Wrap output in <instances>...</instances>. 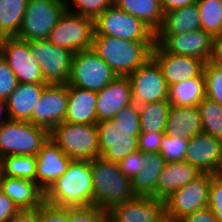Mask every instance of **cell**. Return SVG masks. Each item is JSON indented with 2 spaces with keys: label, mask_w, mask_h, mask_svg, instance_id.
I'll return each mask as SVG.
<instances>
[{
  "label": "cell",
  "mask_w": 222,
  "mask_h": 222,
  "mask_svg": "<svg viewBox=\"0 0 222 222\" xmlns=\"http://www.w3.org/2000/svg\"><path fill=\"white\" fill-rule=\"evenodd\" d=\"M184 161L202 173L222 174V140L203 132L190 138Z\"/></svg>",
  "instance_id": "e0dca14e"
},
{
  "label": "cell",
  "mask_w": 222,
  "mask_h": 222,
  "mask_svg": "<svg viewBox=\"0 0 222 222\" xmlns=\"http://www.w3.org/2000/svg\"><path fill=\"white\" fill-rule=\"evenodd\" d=\"M165 133H141L138 137V150L143 154L160 152L161 140Z\"/></svg>",
  "instance_id": "f6af8a7d"
},
{
  "label": "cell",
  "mask_w": 222,
  "mask_h": 222,
  "mask_svg": "<svg viewBox=\"0 0 222 222\" xmlns=\"http://www.w3.org/2000/svg\"><path fill=\"white\" fill-rule=\"evenodd\" d=\"M198 110L203 133L222 140V106L205 97L198 104Z\"/></svg>",
  "instance_id": "e575fe53"
},
{
  "label": "cell",
  "mask_w": 222,
  "mask_h": 222,
  "mask_svg": "<svg viewBox=\"0 0 222 222\" xmlns=\"http://www.w3.org/2000/svg\"><path fill=\"white\" fill-rule=\"evenodd\" d=\"M49 139V131L29 121L7 120L0 124V158L35 156Z\"/></svg>",
  "instance_id": "5b68a950"
},
{
  "label": "cell",
  "mask_w": 222,
  "mask_h": 222,
  "mask_svg": "<svg viewBox=\"0 0 222 222\" xmlns=\"http://www.w3.org/2000/svg\"><path fill=\"white\" fill-rule=\"evenodd\" d=\"M202 132L198 106L180 107L171 105L164 132L166 135L181 136L189 140Z\"/></svg>",
  "instance_id": "484cf974"
},
{
  "label": "cell",
  "mask_w": 222,
  "mask_h": 222,
  "mask_svg": "<svg viewBox=\"0 0 222 222\" xmlns=\"http://www.w3.org/2000/svg\"><path fill=\"white\" fill-rule=\"evenodd\" d=\"M197 0H160L164 14L168 11L196 3Z\"/></svg>",
  "instance_id": "681fc988"
},
{
  "label": "cell",
  "mask_w": 222,
  "mask_h": 222,
  "mask_svg": "<svg viewBox=\"0 0 222 222\" xmlns=\"http://www.w3.org/2000/svg\"><path fill=\"white\" fill-rule=\"evenodd\" d=\"M187 148V139L164 134L161 140L160 154L166 162L184 161Z\"/></svg>",
  "instance_id": "f35d334b"
},
{
  "label": "cell",
  "mask_w": 222,
  "mask_h": 222,
  "mask_svg": "<svg viewBox=\"0 0 222 222\" xmlns=\"http://www.w3.org/2000/svg\"><path fill=\"white\" fill-rule=\"evenodd\" d=\"M3 115H4V117H3ZM7 120H9L7 103L5 100L0 99V124L7 121Z\"/></svg>",
  "instance_id": "816d5d0a"
},
{
  "label": "cell",
  "mask_w": 222,
  "mask_h": 222,
  "mask_svg": "<svg viewBox=\"0 0 222 222\" xmlns=\"http://www.w3.org/2000/svg\"><path fill=\"white\" fill-rule=\"evenodd\" d=\"M39 222H69V208L56 207L44 202L38 207Z\"/></svg>",
  "instance_id": "7bdbcfd3"
},
{
  "label": "cell",
  "mask_w": 222,
  "mask_h": 222,
  "mask_svg": "<svg viewBox=\"0 0 222 222\" xmlns=\"http://www.w3.org/2000/svg\"><path fill=\"white\" fill-rule=\"evenodd\" d=\"M94 33V19L65 10L47 40L75 54L92 49Z\"/></svg>",
  "instance_id": "ba28073f"
},
{
  "label": "cell",
  "mask_w": 222,
  "mask_h": 222,
  "mask_svg": "<svg viewBox=\"0 0 222 222\" xmlns=\"http://www.w3.org/2000/svg\"><path fill=\"white\" fill-rule=\"evenodd\" d=\"M141 133H164L171 104L168 101L139 105Z\"/></svg>",
  "instance_id": "1f68e13d"
},
{
  "label": "cell",
  "mask_w": 222,
  "mask_h": 222,
  "mask_svg": "<svg viewBox=\"0 0 222 222\" xmlns=\"http://www.w3.org/2000/svg\"><path fill=\"white\" fill-rule=\"evenodd\" d=\"M36 156L8 155L0 158L1 176L24 178L36 182Z\"/></svg>",
  "instance_id": "d6a6232c"
},
{
  "label": "cell",
  "mask_w": 222,
  "mask_h": 222,
  "mask_svg": "<svg viewBox=\"0 0 222 222\" xmlns=\"http://www.w3.org/2000/svg\"><path fill=\"white\" fill-rule=\"evenodd\" d=\"M156 41H131L94 35L92 50L115 72L128 77L152 57Z\"/></svg>",
  "instance_id": "7a4b0ae2"
},
{
  "label": "cell",
  "mask_w": 222,
  "mask_h": 222,
  "mask_svg": "<svg viewBox=\"0 0 222 222\" xmlns=\"http://www.w3.org/2000/svg\"><path fill=\"white\" fill-rule=\"evenodd\" d=\"M201 29L214 38L222 35V0H197Z\"/></svg>",
  "instance_id": "836d02e7"
},
{
  "label": "cell",
  "mask_w": 222,
  "mask_h": 222,
  "mask_svg": "<svg viewBox=\"0 0 222 222\" xmlns=\"http://www.w3.org/2000/svg\"><path fill=\"white\" fill-rule=\"evenodd\" d=\"M132 101L136 105L168 101L169 86L157 62L151 57L128 76Z\"/></svg>",
  "instance_id": "8fae6325"
},
{
  "label": "cell",
  "mask_w": 222,
  "mask_h": 222,
  "mask_svg": "<svg viewBox=\"0 0 222 222\" xmlns=\"http://www.w3.org/2000/svg\"><path fill=\"white\" fill-rule=\"evenodd\" d=\"M68 102L64 121L97 124V92L67 84Z\"/></svg>",
  "instance_id": "cb8c5ba5"
},
{
  "label": "cell",
  "mask_w": 222,
  "mask_h": 222,
  "mask_svg": "<svg viewBox=\"0 0 222 222\" xmlns=\"http://www.w3.org/2000/svg\"><path fill=\"white\" fill-rule=\"evenodd\" d=\"M211 61L216 65L222 66V35L214 38Z\"/></svg>",
  "instance_id": "f907efd6"
},
{
  "label": "cell",
  "mask_w": 222,
  "mask_h": 222,
  "mask_svg": "<svg viewBox=\"0 0 222 222\" xmlns=\"http://www.w3.org/2000/svg\"><path fill=\"white\" fill-rule=\"evenodd\" d=\"M17 85L16 75L0 55V99L6 101Z\"/></svg>",
  "instance_id": "b9f144b4"
},
{
  "label": "cell",
  "mask_w": 222,
  "mask_h": 222,
  "mask_svg": "<svg viewBox=\"0 0 222 222\" xmlns=\"http://www.w3.org/2000/svg\"><path fill=\"white\" fill-rule=\"evenodd\" d=\"M69 222H108V211L96 206L69 208Z\"/></svg>",
  "instance_id": "ab89813d"
},
{
  "label": "cell",
  "mask_w": 222,
  "mask_h": 222,
  "mask_svg": "<svg viewBox=\"0 0 222 222\" xmlns=\"http://www.w3.org/2000/svg\"><path fill=\"white\" fill-rule=\"evenodd\" d=\"M206 97L222 106V66L207 61L204 65Z\"/></svg>",
  "instance_id": "8d00e7d4"
},
{
  "label": "cell",
  "mask_w": 222,
  "mask_h": 222,
  "mask_svg": "<svg viewBox=\"0 0 222 222\" xmlns=\"http://www.w3.org/2000/svg\"><path fill=\"white\" fill-rule=\"evenodd\" d=\"M93 180V206L109 211L113 206L136 198L131 180L118 163L101 156L90 160Z\"/></svg>",
  "instance_id": "3957f363"
},
{
  "label": "cell",
  "mask_w": 222,
  "mask_h": 222,
  "mask_svg": "<svg viewBox=\"0 0 222 222\" xmlns=\"http://www.w3.org/2000/svg\"><path fill=\"white\" fill-rule=\"evenodd\" d=\"M7 222H39L38 208L33 210H19Z\"/></svg>",
  "instance_id": "c3c4849f"
},
{
  "label": "cell",
  "mask_w": 222,
  "mask_h": 222,
  "mask_svg": "<svg viewBox=\"0 0 222 222\" xmlns=\"http://www.w3.org/2000/svg\"><path fill=\"white\" fill-rule=\"evenodd\" d=\"M156 43L166 52L211 61L214 37L202 29L182 34H156Z\"/></svg>",
  "instance_id": "5bb4252c"
},
{
  "label": "cell",
  "mask_w": 222,
  "mask_h": 222,
  "mask_svg": "<svg viewBox=\"0 0 222 222\" xmlns=\"http://www.w3.org/2000/svg\"><path fill=\"white\" fill-rule=\"evenodd\" d=\"M37 160L36 183L46 192L66 172L71 158L49 138L35 155Z\"/></svg>",
  "instance_id": "ffe728a7"
},
{
  "label": "cell",
  "mask_w": 222,
  "mask_h": 222,
  "mask_svg": "<svg viewBox=\"0 0 222 222\" xmlns=\"http://www.w3.org/2000/svg\"><path fill=\"white\" fill-rule=\"evenodd\" d=\"M117 75L92 49L73 54L69 85L99 92Z\"/></svg>",
  "instance_id": "9c48e42d"
},
{
  "label": "cell",
  "mask_w": 222,
  "mask_h": 222,
  "mask_svg": "<svg viewBox=\"0 0 222 222\" xmlns=\"http://www.w3.org/2000/svg\"><path fill=\"white\" fill-rule=\"evenodd\" d=\"M165 213V200L136 197L113 206L108 211V222H157Z\"/></svg>",
  "instance_id": "d6986e66"
},
{
  "label": "cell",
  "mask_w": 222,
  "mask_h": 222,
  "mask_svg": "<svg viewBox=\"0 0 222 222\" xmlns=\"http://www.w3.org/2000/svg\"><path fill=\"white\" fill-rule=\"evenodd\" d=\"M152 58L160 67L169 87L189 78L197 77L204 71L205 62L203 60L192 56L168 53L157 43L153 47Z\"/></svg>",
  "instance_id": "ac0fdd59"
},
{
  "label": "cell",
  "mask_w": 222,
  "mask_h": 222,
  "mask_svg": "<svg viewBox=\"0 0 222 222\" xmlns=\"http://www.w3.org/2000/svg\"><path fill=\"white\" fill-rule=\"evenodd\" d=\"M45 202L56 207L93 206V180L90 161L71 160L66 172L45 192Z\"/></svg>",
  "instance_id": "6da1fadb"
},
{
  "label": "cell",
  "mask_w": 222,
  "mask_h": 222,
  "mask_svg": "<svg viewBox=\"0 0 222 222\" xmlns=\"http://www.w3.org/2000/svg\"><path fill=\"white\" fill-rule=\"evenodd\" d=\"M208 207L218 222H222V174H211Z\"/></svg>",
  "instance_id": "60d3db41"
},
{
  "label": "cell",
  "mask_w": 222,
  "mask_h": 222,
  "mask_svg": "<svg viewBox=\"0 0 222 222\" xmlns=\"http://www.w3.org/2000/svg\"><path fill=\"white\" fill-rule=\"evenodd\" d=\"M47 84L18 83L6 100L8 116L11 120L32 123V112Z\"/></svg>",
  "instance_id": "d4e9b609"
},
{
  "label": "cell",
  "mask_w": 222,
  "mask_h": 222,
  "mask_svg": "<svg viewBox=\"0 0 222 222\" xmlns=\"http://www.w3.org/2000/svg\"><path fill=\"white\" fill-rule=\"evenodd\" d=\"M201 29L197 4L168 11L164 14L162 27L156 34H182Z\"/></svg>",
  "instance_id": "83f0119b"
},
{
  "label": "cell",
  "mask_w": 222,
  "mask_h": 222,
  "mask_svg": "<svg viewBox=\"0 0 222 222\" xmlns=\"http://www.w3.org/2000/svg\"><path fill=\"white\" fill-rule=\"evenodd\" d=\"M144 154L137 150L118 163L120 171L130 180L142 171Z\"/></svg>",
  "instance_id": "ee69618b"
},
{
  "label": "cell",
  "mask_w": 222,
  "mask_h": 222,
  "mask_svg": "<svg viewBox=\"0 0 222 222\" xmlns=\"http://www.w3.org/2000/svg\"><path fill=\"white\" fill-rule=\"evenodd\" d=\"M26 42L40 67L45 83L68 84L74 53L51 44L47 39Z\"/></svg>",
  "instance_id": "30bf717a"
},
{
  "label": "cell",
  "mask_w": 222,
  "mask_h": 222,
  "mask_svg": "<svg viewBox=\"0 0 222 222\" xmlns=\"http://www.w3.org/2000/svg\"><path fill=\"white\" fill-rule=\"evenodd\" d=\"M113 1L114 0H65V6L66 11L70 13L95 20L104 10L113 4Z\"/></svg>",
  "instance_id": "d590c367"
},
{
  "label": "cell",
  "mask_w": 222,
  "mask_h": 222,
  "mask_svg": "<svg viewBox=\"0 0 222 222\" xmlns=\"http://www.w3.org/2000/svg\"><path fill=\"white\" fill-rule=\"evenodd\" d=\"M67 84H47L32 112V123L49 132L64 121L67 111Z\"/></svg>",
  "instance_id": "9a60e30c"
},
{
  "label": "cell",
  "mask_w": 222,
  "mask_h": 222,
  "mask_svg": "<svg viewBox=\"0 0 222 222\" xmlns=\"http://www.w3.org/2000/svg\"><path fill=\"white\" fill-rule=\"evenodd\" d=\"M94 28V35L131 41H156V33L149 26L114 3L94 20Z\"/></svg>",
  "instance_id": "8992f818"
},
{
  "label": "cell",
  "mask_w": 222,
  "mask_h": 222,
  "mask_svg": "<svg viewBox=\"0 0 222 222\" xmlns=\"http://www.w3.org/2000/svg\"><path fill=\"white\" fill-rule=\"evenodd\" d=\"M165 163V158L160 152L144 154L142 171L131 179L132 189L136 197L156 198V184Z\"/></svg>",
  "instance_id": "4316f807"
},
{
  "label": "cell",
  "mask_w": 222,
  "mask_h": 222,
  "mask_svg": "<svg viewBox=\"0 0 222 222\" xmlns=\"http://www.w3.org/2000/svg\"><path fill=\"white\" fill-rule=\"evenodd\" d=\"M211 173H202L165 199L166 214L176 219L208 207Z\"/></svg>",
  "instance_id": "7c38bea8"
},
{
  "label": "cell",
  "mask_w": 222,
  "mask_h": 222,
  "mask_svg": "<svg viewBox=\"0 0 222 222\" xmlns=\"http://www.w3.org/2000/svg\"><path fill=\"white\" fill-rule=\"evenodd\" d=\"M18 211L19 208L0 190V222H7Z\"/></svg>",
  "instance_id": "bcb514c9"
},
{
  "label": "cell",
  "mask_w": 222,
  "mask_h": 222,
  "mask_svg": "<svg viewBox=\"0 0 222 222\" xmlns=\"http://www.w3.org/2000/svg\"><path fill=\"white\" fill-rule=\"evenodd\" d=\"M113 120L122 129L124 135L139 136L141 134L139 107L135 103L121 109Z\"/></svg>",
  "instance_id": "74e56055"
},
{
  "label": "cell",
  "mask_w": 222,
  "mask_h": 222,
  "mask_svg": "<svg viewBox=\"0 0 222 222\" xmlns=\"http://www.w3.org/2000/svg\"><path fill=\"white\" fill-rule=\"evenodd\" d=\"M100 156L108 161L119 163L129 154L138 150V137L124 135L113 119L97 123Z\"/></svg>",
  "instance_id": "2e32d148"
},
{
  "label": "cell",
  "mask_w": 222,
  "mask_h": 222,
  "mask_svg": "<svg viewBox=\"0 0 222 222\" xmlns=\"http://www.w3.org/2000/svg\"><path fill=\"white\" fill-rule=\"evenodd\" d=\"M157 222H181V221L165 213Z\"/></svg>",
  "instance_id": "f5cc1de1"
},
{
  "label": "cell",
  "mask_w": 222,
  "mask_h": 222,
  "mask_svg": "<svg viewBox=\"0 0 222 222\" xmlns=\"http://www.w3.org/2000/svg\"><path fill=\"white\" fill-rule=\"evenodd\" d=\"M202 172L187 161L166 162L156 184V198L165 200Z\"/></svg>",
  "instance_id": "603a6c76"
},
{
  "label": "cell",
  "mask_w": 222,
  "mask_h": 222,
  "mask_svg": "<svg viewBox=\"0 0 222 222\" xmlns=\"http://www.w3.org/2000/svg\"><path fill=\"white\" fill-rule=\"evenodd\" d=\"M206 97L205 76L202 72L169 87L168 102L174 106L190 107L198 104Z\"/></svg>",
  "instance_id": "f546056e"
},
{
  "label": "cell",
  "mask_w": 222,
  "mask_h": 222,
  "mask_svg": "<svg viewBox=\"0 0 222 222\" xmlns=\"http://www.w3.org/2000/svg\"><path fill=\"white\" fill-rule=\"evenodd\" d=\"M28 0H0V37H17Z\"/></svg>",
  "instance_id": "4dcf8cb0"
},
{
  "label": "cell",
  "mask_w": 222,
  "mask_h": 222,
  "mask_svg": "<svg viewBox=\"0 0 222 222\" xmlns=\"http://www.w3.org/2000/svg\"><path fill=\"white\" fill-rule=\"evenodd\" d=\"M131 103L133 101L129 78L117 76L97 92V122L113 119L121 109Z\"/></svg>",
  "instance_id": "44dd1931"
},
{
  "label": "cell",
  "mask_w": 222,
  "mask_h": 222,
  "mask_svg": "<svg viewBox=\"0 0 222 222\" xmlns=\"http://www.w3.org/2000/svg\"><path fill=\"white\" fill-rule=\"evenodd\" d=\"M122 11L139 18L155 33L162 27L164 12L160 0H114Z\"/></svg>",
  "instance_id": "f1b7e54d"
},
{
  "label": "cell",
  "mask_w": 222,
  "mask_h": 222,
  "mask_svg": "<svg viewBox=\"0 0 222 222\" xmlns=\"http://www.w3.org/2000/svg\"><path fill=\"white\" fill-rule=\"evenodd\" d=\"M181 222H218L209 207L196 210L180 219Z\"/></svg>",
  "instance_id": "7dc6e473"
},
{
  "label": "cell",
  "mask_w": 222,
  "mask_h": 222,
  "mask_svg": "<svg viewBox=\"0 0 222 222\" xmlns=\"http://www.w3.org/2000/svg\"><path fill=\"white\" fill-rule=\"evenodd\" d=\"M0 55L16 75L18 83L47 84L26 41L16 37L2 38L0 40Z\"/></svg>",
  "instance_id": "4fadbf2b"
},
{
  "label": "cell",
  "mask_w": 222,
  "mask_h": 222,
  "mask_svg": "<svg viewBox=\"0 0 222 222\" xmlns=\"http://www.w3.org/2000/svg\"><path fill=\"white\" fill-rule=\"evenodd\" d=\"M66 10L65 0H28L17 39L45 40Z\"/></svg>",
  "instance_id": "52a82bcc"
},
{
  "label": "cell",
  "mask_w": 222,
  "mask_h": 222,
  "mask_svg": "<svg viewBox=\"0 0 222 222\" xmlns=\"http://www.w3.org/2000/svg\"><path fill=\"white\" fill-rule=\"evenodd\" d=\"M0 190L19 210H33L45 202V192L33 180L0 176Z\"/></svg>",
  "instance_id": "7402d4cb"
},
{
  "label": "cell",
  "mask_w": 222,
  "mask_h": 222,
  "mask_svg": "<svg viewBox=\"0 0 222 222\" xmlns=\"http://www.w3.org/2000/svg\"><path fill=\"white\" fill-rule=\"evenodd\" d=\"M49 138L72 160L90 161L100 157L97 124L63 121L49 132Z\"/></svg>",
  "instance_id": "277c9868"
}]
</instances>
